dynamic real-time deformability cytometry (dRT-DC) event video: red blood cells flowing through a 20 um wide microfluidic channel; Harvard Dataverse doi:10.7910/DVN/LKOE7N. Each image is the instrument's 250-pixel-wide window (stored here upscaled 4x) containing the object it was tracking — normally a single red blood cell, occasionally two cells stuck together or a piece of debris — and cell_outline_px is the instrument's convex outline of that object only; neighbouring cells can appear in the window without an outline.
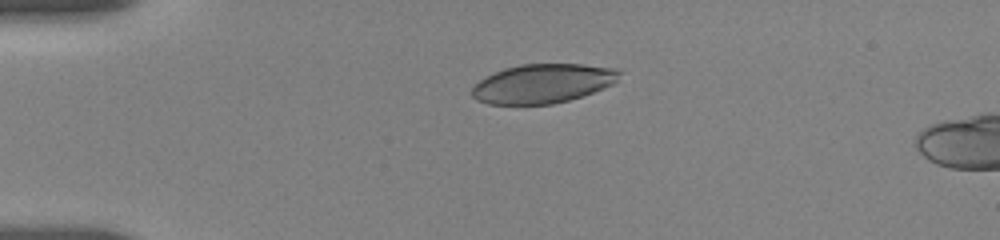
{"species": "human", "species_latin": "Homo sapiens", "temperature_condition": "room temperature", "stored_images_in_passage": 29, "camera_frame_rate_fps": 3000, "um_per_image_px": 0.085, "donor": {"sex": "female"}, "frame": {"image": 1, "passage_image": 1, "time_ms": 0.0, "image_size_px": [1000, 240], "cell_outline_px": [[624, 72], [612, 84], [604, 88], [568, 100], [552, 104], [488, 104], [476, 100], [472, 96], [472, 84], [504, 68], [520, 64], [580, 64], [616, 68]], "centroid_in_image_um": [46.13, 7.09], "position_along_channel_um": 38.9, "area_um2": 33.58}}
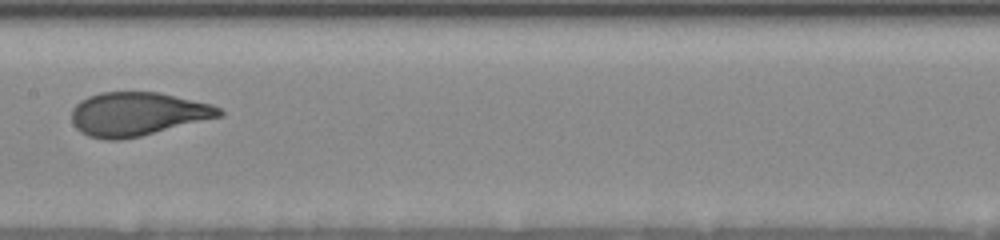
{"frame": {"image": 2, "passage_image": 17, "time_ms": 5.333, "image_size_px": [1000, 240], "cell_outline_px": [[224, 116], [140, 136], [120, 140], [104, 140], [88, 136], [80, 132], [72, 124], [72, 108], [80, 100], [88, 96], [100, 92], [160, 92], [212, 104], [220, 108], [224, 112]], "centroid_in_image_um": [11.68, 9.69], "position_along_channel_um": 195.7, "area_um2": 37.86}}
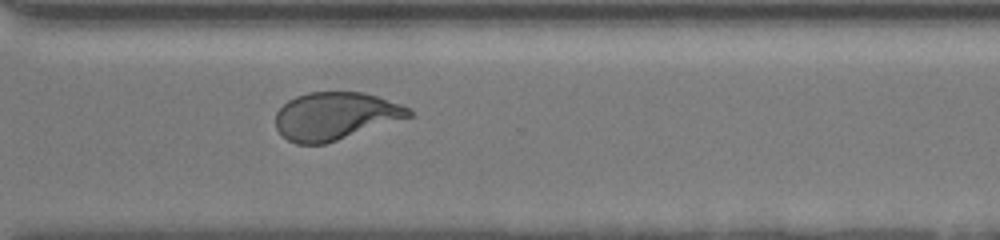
{"frame": {"image": 3, "passage_image": 28, "time_ms": 9.333, "image_size_px": [1000, 240], "cell_outline_px": [[412, 116], [324, 144], [296, 144], [288, 140], [276, 128], [276, 112], [288, 100], [296, 96], [308, 92], [364, 92], [400, 104], [408, 108], [412, 112]], "centroid_in_image_um": [28.47, 9.85], "position_along_channel_um": 342.1, "area_um2": 36.59}}